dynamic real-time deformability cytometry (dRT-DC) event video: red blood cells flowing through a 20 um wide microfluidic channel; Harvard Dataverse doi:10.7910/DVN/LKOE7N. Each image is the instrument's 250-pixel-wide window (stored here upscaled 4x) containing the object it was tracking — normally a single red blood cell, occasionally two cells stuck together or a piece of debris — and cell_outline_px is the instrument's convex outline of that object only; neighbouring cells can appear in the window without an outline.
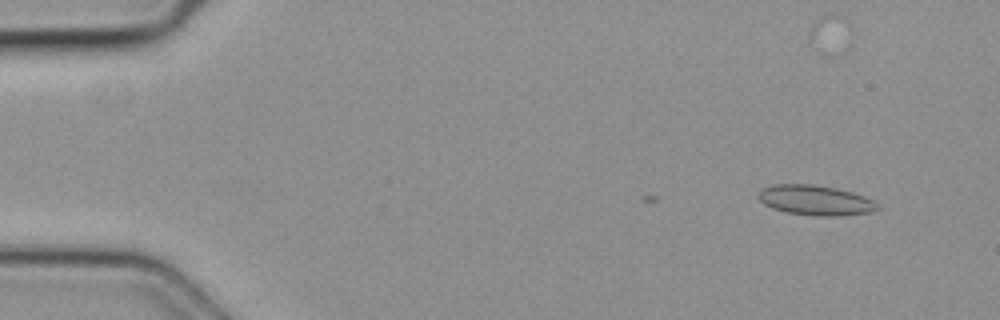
{"species": "common noctule bat (a hibernating species)", "species_latin": "Nyctalus noctula", "temperature_condition": "cold", "stored_images_in_passage": 6, "camera_frame_rate_fps": 3000, "um_per_image_px": 0.085, "animal": {"sex": "female", "body_mass_g": 19.3, "forearm_length_mm": 54.1}, "frame": {"image": 1, "passage_image": 1, "time_ms": 0.0, "image_size_px": [1000, 320], "cell_outline_px": [[880, 208], [872, 212], [840, 216], [816, 216], [788, 212], [772, 208], [764, 204], [756, 196], [756, 192], [760, 188], [772, 184], [816, 184], [836, 188], [852, 192], [864, 196], [880, 204]], "centroid_in_image_um": [69.29, 17.01], "position_along_channel_um": 15.7, "area_um2": 21.21}}